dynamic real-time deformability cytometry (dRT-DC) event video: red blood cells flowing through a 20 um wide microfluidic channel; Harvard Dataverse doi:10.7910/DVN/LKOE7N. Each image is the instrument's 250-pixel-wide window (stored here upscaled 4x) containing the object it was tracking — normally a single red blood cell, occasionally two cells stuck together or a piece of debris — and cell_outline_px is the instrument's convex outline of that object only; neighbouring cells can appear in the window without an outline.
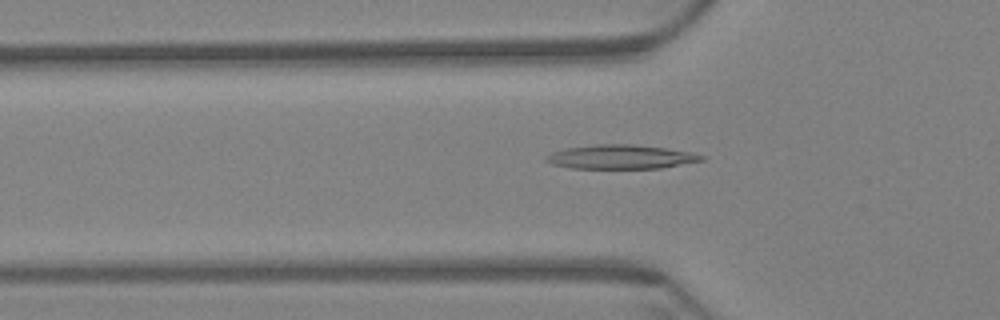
{"species": "Egyptian fruit bat (a non-hibernating species)", "species_latin": "Rousettus aegyptiacus", "temperature_condition": "warm", "stored_images_in_passage": 61, "camera_frame_rate_fps": 3000, "um_per_image_px": 0.085, "animal": {"sex": "female"}, "frame": {"image": 1, "passage_image": 21, "time_ms": 6.667, "image_size_px": [1000, 320], "cell_outline_px": [[704, 160], [660, 168], [568, 168], [552, 164], [544, 160], [544, 156], [552, 152], [568, 148], [596, 144], [632, 144], [664, 148], [688, 152], [704, 156]], "centroid_in_image_um": [52.7, 13.34], "position_along_channel_um": 73.1, "area_um2": 21.56}}
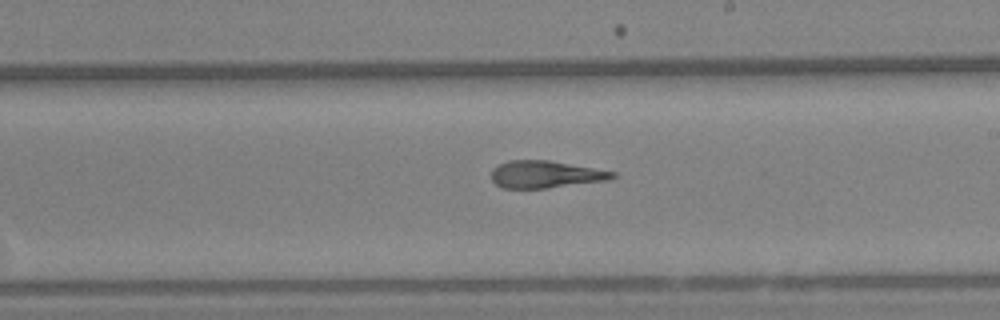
{"frame": {"image": 2, "passage_image": 36, "time_ms": 11.667, "image_size_px": [1000, 320], "cell_outline_px": [[616, 176], [608, 180], [544, 188], [504, 188], [496, 184], [492, 180], [492, 168], [496, 164], [508, 160], [548, 160], [616, 172]], "centroid_in_image_um": [46.32, 14.81], "position_along_channel_um": 242.7, "area_um2": 19.07}}
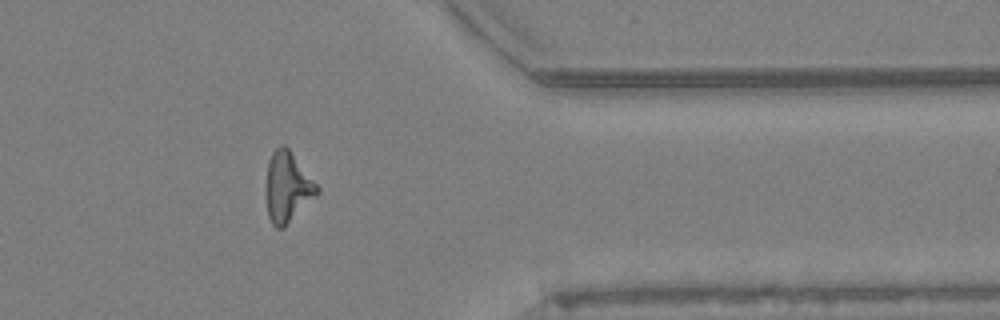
{"frame": {"image": 3, "passage_image": 50, "time_ms": 16.333, "image_size_px": [1000, 320], "cell_outline_px": [[320, 192], [284, 228], [276, 228], [272, 224], [268, 216], [268, 160], [272, 152], [280, 144], [284, 144], [288, 148], [320, 188]], "centroid_in_image_um": [24.47, 15.91], "position_along_channel_um": 386.9, "area_um2": 20.4}, "authors_computed_cell_mechanics": {"area_um2": 20.4034, "velocity_mm_per_s": 3.4035, "shape_relaxation_time_tau1_ms": null, "shape_relaxation_time_tau2_ms": 3.8068, "deformation_change_tau1": null, "deformation_change_tau2": 0.1283}}